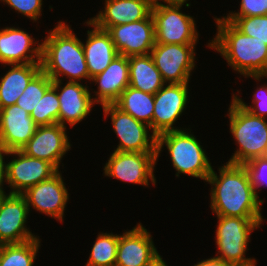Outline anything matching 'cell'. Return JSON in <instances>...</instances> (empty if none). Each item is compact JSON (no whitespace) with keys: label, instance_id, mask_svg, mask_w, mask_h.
I'll use <instances>...</instances> for the list:
<instances>
[{"label":"cell","instance_id":"5","mask_svg":"<svg viewBox=\"0 0 267 266\" xmlns=\"http://www.w3.org/2000/svg\"><path fill=\"white\" fill-rule=\"evenodd\" d=\"M228 108L230 132L238 145L228 163L241 164L264 157L267 150V118L254 116L232 99Z\"/></svg>","mask_w":267,"mask_h":266},{"label":"cell","instance_id":"39","mask_svg":"<svg viewBox=\"0 0 267 266\" xmlns=\"http://www.w3.org/2000/svg\"><path fill=\"white\" fill-rule=\"evenodd\" d=\"M147 266H168L163 258L158 255L151 263H149Z\"/></svg>","mask_w":267,"mask_h":266},{"label":"cell","instance_id":"11","mask_svg":"<svg viewBox=\"0 0 267 266\" xmlns=\"http://www.w3.org/2000/svg\"><path fill=\"white\" fill-rule=\"evenodd\" d=\"M188 83H166L154 94L153 134L183 130L174 127L175 122L182 116L189 98Z\"/></svg>","mask_w":267,"mask_h":266},{"label":"cell","instance_id":"25","mask_svg":"<svg viewBox=\"0 0 267 266\" xmlns=\"http://www.w3.org/2000/svg\"><path fill=\"white\" fill-rule=\"evenodd\" d=\"M166 83L150 54L129 57V86L156 94Z\"/></svg>","mask_w":267,"mask_h":266},{"label":"cell","instance_id":"13","mask_svg":"<svg viewBox=\"0 0 267 266\" xmlns=\"http://www.w3.org/2000/svg\"><path fill=\"white\" fill-rule=\"evenodd\" d=\"M58 170L49 179L29 187L22 195L27 201V206L39 213H43L63 222L66 204L69 200L66 183Z\"/></svg>","mask_w":267,"mask_h":266},{"label":"cell","instance_id":"20","mask_svg":"<svg viewBox=\"0 0 267 266\" xmlns=\"http://www.w3.org/2000/svg\"><path fill=\"white\" fill-rule=\"evenodd\" d=\"M37 127L30 114L17 104L0 109V143L9 151L21 150Z\"/></svg>","mask_w":267,"mask_h":266},{"label":"cell","instance_id":"9","mask_svg":"<svg viewBox=\"0 0 267 266\" xmlns=\"http://www.w3.org/2000/svg\"><path fill=\"white\" fill-rule=\"evenodd\" d=\"M156 163L157 153L113 151L104 165V176L148 187L149 183L156 185Z\"/></svg>","mask_w":267,"mask_h":266},{"label":"cell","instance_id":"17","mask_svg":"<svg viewBox=\"0 0 267 266\" xmlns=\"http://www.w3.org/2000/svg\"><path fill=\"white\" fill-rule=\"evenodd\" d=\"M62 84V81H53L52 84L57 90L60 104L58 124L66 127L69 123L71 127H74L87 118V115L89 116L95 103L89 86L73 81H68L61 86Z\"/></svg>","mask_w":267,"mask_h":266},{"label":"cell","instance_id":"18","mask_svg":"<svg viewBox=\"0 0 267 266\" xmlns=\"http://www.w3.org/2000/svg\"><path fill=\"white\" fill-rule=\"evenodd\" d=\"M32 37L19 27L1 28L0 63L3 65L41 63L42 42L39 40L37 42Z\"/></svg>","mask_w":267,"mask_h":266},{"label":"cell","instance_id":"2","mask_svg":"<svg viewBox=\"0 0 267 266\" xmlns=\"http://www.w3.org/2000/svg\"><path fill=\"white\" fill-rule=\"evenodd\" d=\"M214 20L217 33L207 47L220 53L228 66L240 75L258 81L267 78V44L258 38L244 35L223 17H215Z\"/></svg>","mask_w":267,"mask_h":266},{"label":"cell","instance_id":"19","mask_svg":"<svg viewBox=\"0 0 267 266\" xmlns=\"http://www.w3.org/2000/svg\"><path fill=\"white\" fill-rule=\"evenodd\" d=\"M158 255L151 233L138 223L120 234L115 266H147Z\"/></svg>","mask_w":267,"mask_h":266},{"label":"cell","instance_id":"14","mask_svg":"<svg viewBox=\"0 0 267 266\" xmlns=\"http://www.w3.org/2000/svg\"><path fill=\"white\" fill-rule=\"evenodd\" d=\"M107 32L118 54L126 57L148 55L155 45L154 20L151 14L143 20L111 26Z\"/></svg>","mask_w":267,"mask_h":266},{"label":"cell","instance_id":"26","mask_svg":"<svg viewBox=\"0 0 267 266\" xmlns=\"http://www.w3.org/2000/svg\"><path fill=\"white\" fill-rule=\"evenodd\" d=\"M114 105L137 121L148 125L153 134L154 94L145 93L128 86Z\"/></svg>","mask_w":267,"mask_h":266},{"label":"cell","instance_id":"40","mask_svg":"<svg viewBox=\"0 0 267 266\" xmlns=\"http://www.w3.org/2000/svg\"><path fill=\"white\" fill-rule=\"evenodd\" d=\"M6 192L4 191V188H0V207L3 202V199L7 196Z\"/></svg>","mask_w":267,"mask_h":266},{"label":"cell","instance_id":"22","mask_svg":"<svg viewBox=\"0 0 267 266\" xmlns=\"http://www.w3.org/2000/svg\"><path fill=\"white\" fill-rule=\"evenodd\" d=\"M92 81L98 85L94 103L114 104L129 86V57L117 55L102 73L91 78Z\"/></svg>","mask_w":267,"mask_h":266},{"label":"cell","instance_id":"6","mask_svg":"<svg viewBox=\"0 0 267 266\" xmlns=\"http://www.w3.org/2000/svg\"><path fill=\"white\" fill-rule=\"evenodd\" d=\"M215 242L216 258L232 266H256L255 258H246L251 233L260 227L263 218L217 216ZM219 254V255H218Z\"/></svg>","mask_w":267,"mask_h":266},{"label":"cell","instance_id":"30","mask_svg":"<svg viewBox=\"0 0 267 266\" xmlns=\"http://www.w3.org/2000/svg\"><path fill=\"white\" fill-rule=\"evenodd\" d=\"M53 80L42 70L29 82L22 95L17 100V105L24 108L29 114L45 92L52 86Z\"/></svg>","mask_w":267,"mask_h":266},{"label":"cell","instance_id":"33","mask_svg":"<svg viewBox=\"0 0 267 266\" xmlns=\"http://www.w3.org/2000/svg\"><path fill=\"white\" fill-rule=\"evenodd\" d=\"M252 102L253 105H247L243 102L242 98L238 94H233L232 99L236 101L238 105L242 108L248 110L254 116H259L261 118H267V84L256 88Z\"/></svg>","mask_w":267,"mask_h":266},{"label":"cell","instance_id":"35","mask_svg":"<svg viewBox=\"0 0 267 266\" xmlns=\"http://www.w3.org/2000/svg\"><path fill=\"white\" fill-rule=\"evenodd\" d=\"M21 15L36 22L42 15L43 0H0Z\"/></svg>","mask_w":267,"mask_h":266},{"label":"cell","instance_id":"3","mask_svg":"<svg viewBox=\"0 0 267 266\" xmlns=\"http://www.w3.org/2000/svg\"><path fill=\"white\" fill-rule=\"evenodd\" d=\"M41 70L53 81H91L81 40L64 22L58 24L44 38L41 46Z\"/></svg>","mask_w":267,"mask_h":266},{"label":"cell","instance_id":"24","mask_svg":"<svg viewBox=\"0 0 267 266\" xmlns=\"http://www.w3.org/2000/svg\"><path fill=\"white\" fill-rule=\"evenodd\" d=\"M0 79V109L17 103L29 82L41 71V63L8 64Z\"/></svg>","mask_w":267,"mask_h":266},{"label":"cell","instance_id":"8","mask_svg":"<svg viewBox=\"0 0 267 266\" xmlns=\"http://www.w3.org/2000/svg\"><path fill=\"white\" fill-rule=\"evenodd\" d=\"M104 116H111L114 133L118 136L119 144L114 151L156 153L157 136L149 134L151 128L137 121L131 115L122 112L114 104L102 106ZM149 130V131H148Z\"/></svg>","mask_w":267,"mask_h":266},{"label":"cell","instance_id":"27","mask_svg":"<svg viewBox=\"0 0 267 266\" xmlns=\"http://www.w3.org/2000/svg\"><path fill=\"white\" fill-rule=\"evenodd\" d=\"M40 238L12 244L0 245V266H33L38 250Z\"/></svg>","mask_w":267,"mask_h":266},{"label":"cell","instance_id":"7","mask_svg":"<svg viewBox=\"0 0 267 266\" xmlns=\"http://www.w3.org/2000/svg\"><path fill=\"white\" fill-rule=\"evenodd\" d=\"M182 7L154 1L151 15L154 20L155 43L197 44L199 33L193 16L181 12Z\"/></svg>","mask_w":267,"mask_h":266},{"label":"cell","instance_id":"4","mask_svg":"<svg viewBox=\"0 0 267 266\" xmlns=\"http://www.w3.org/2000/svg\"><path fill=\"white\" fill-rule=\"evenodd\" d=\"M188 130L183 128L157 136V161L163 151L161 149L166 146L177 177L186 174L206 182L213 168L200 142Z\"/></svg>","mask_w":267,"mask_h":266},{"label":"cell","instance_id":"10","mask_svg":"<svg viewBox=\"0 0 267 266\" xmlns=\"http://www.w3.org/2000/svg\"><path fill=\"white\" fill-rule=\"evenodd\" d=\"M195 46L155 43L150 55L165 83H189L196 62Z\"/></svg>","mask_w":267,"mask_h":266},{"label":"cell","instance_id":"29","mask_svg":"<svg viewBox=\"0 0 267 266\" xmlns=\"http://www.w3.org/2000/svg\"><path fill=\"white\" fill-rule=\"evenodd\" d=\"M59 109L57 90L51 86L35 106L30 116L38 126L51 125L58 123Z\"/></svg>","mask_w":267,"mask_h":266},{"label":"cell","instance_id":"37","mask_svg":"<svg viewBox=\"0 0 267 266\" xmlns=\"http://www.w3.org/2000/svg\"><path fill=\"white\" fill-rule=\"evenodd\" d=\"M194 266H232V265L219 258L211 257V258H208L205 260L203 259L199 261L197 264H194Z\"/></svg>","mask_w":267,"mask_h":266},{"label":"cell","instance_id":"38","mask_svg":"<svg viewBox=\"0 0 267 266\" xmlns=\"http://www.w3.org/2000/svg\"><path fill=\"white\" fill-rule=\"evenodd\" d=\"M157 1H160V2L162 1L164 2L165 5H168V6L182 7L183 5H185V7H189L191 5L190 3H187L189 0H157Z\"/></svg>","mask_w":267,"mask_h":266},{"label":"cell","instance_id":"21","mask_svg":"<svg viewBox=\"0 0 267 266\" xmlns=\"http://www.w3.org/2000/svg\"><path fill=\"white\" fill-rule=\"evenodd\" d=\"M155 0H105L104 10L89 21L107 31L111 26L123 25L147 18Z\"/></svg>","mask_w":267,"mask_h":266},{"label":"cell","instance_id":"16","mask_svg":"<svg viewBox=\"0 0 267 266\" xmlns=\"http://www.w3.org/2000/svg\"><path fill=\"white\" fill-rule=\"evenodd\" d=\"M29 215L27 201L22 194H9L0 207V245L23 243L35 238L25 225Z\"/></svg>","mask_w":267,"mask_h":266},{"label":"cell","instance_id":"31","mask_svg":"<svg viewBox=\"0 0 267 266\" xmlns=\"http://www.w3.org/2000/svg\"><path fill=\"white\" fill-rule=\"evenodd\" d=\"M232 24L244 35L267 44V15L238 17Z\"/></svg>","mask_w":267,"mask_h":266},{"label":"cell","instance_id":"23","mask_svg":"<svg viewBox=\"0 0 267 266\" xmlns=\"http://www.w3.org/2000/svg\"><path fill=\"white\" fill-rule=\"evenodd\" d=\"M85 23L93 27L87 30L86 43L82 42L89 77L93 78L102 73L119 54L107 31L97 28L89 20Z\"/></svg>","mask_w":267,"mask_h":266},{"label":"cell","instance_id":"36","mask_svg":"<svg viewBox=\"0 0 267 266\" xmlns=\"http://www.w3.org/2000/svg\"><path fill=\"white\" fill-rule=\"evenodd\" d=\"M9 154V150L0 143V188L6 182V162L4 156Z\"/></svg>","mask_w":267,"mask_h":266},{"label":"cell","instance_id":"15","mask_svg":"<svg viewBox=\"0 0 267 266\" xmlns=\"http://www.w3.org/2000/svg\"><path fill=\"white\" fill-rule=\"evenodd\" d=\"M66 128L58 123L38 126L21 151L30 157L48 161L59 170L63 156L71 148Z\"/></svg>","mask_w":267,"mask_h":266},{"label":"cell","instance_id":"28","mask_svg":"<svg viewBox=\"0 0 267 266\" xmlns=\"http://www.w3.org/2000/svg\"><path fill=\"white\" fill-rule=\"evenodd\" d=\"M119 236L111 233H98L85 266H115Z\"/></svg>","mask_w":267,"mask_h":266},{"label":"cell","instance_id":"1","mask_svg":"<svg viewBox=\"0 0 267 266\" xmlns=\"http://www.w3.org/2000/svg\"><path fill=\"white\" fill-rule=\"evenodd\" d=\"M219 175L212 169L206 182L211 185L210 208L216 216L263 218L249 175L241 164L226 162Z\"/></svg>","mask_w":267,"mask_h":266},{"label":"cell","instance_id":"32","mask_svg":"<svg viewBox=\"0 0 267 266\" xmlns=\"http://www.w3.org/2000/svg\"><path fill=\"white\" fill-rule=\"evenodd\" d=\"M243 166L248 172L250 183L253 186L257 199L263 204L264 200L260 199L259 192L262 190L260 187L264 185L267 187V158H253L244 163Z\"/></svg>","mask_w":267,"mask_h":266},{"label":"cell","instance_id":"34","mask_svg":"<svg viewBox=\"0 0 267 266\" xmlns=\"http://www.w3.org/2000/svg\"><path fill=\"white\" fill-rule=\"evenodd\" d=\"M240 10L230 12L223 18L233 23L238 17L267 15V0H241Z\"/></svg>","mask_w":267,"mask_h":266},{"label":"cell","instance_id":"12","mask_svg":"<svg viewBox=\"0 0 267 266\" xmlns=\"http://www.w3.org/2000/svg\"><path fill=\"white\" fill-rule=\"evenodd\" d=\"M13 159L6 163V183L9 194H22L44 180L49 179L58 170L48 161L30 157L21 150L9 151Z\"/></svg>","mask_w":267,"mask_h":266}]
</instances>
